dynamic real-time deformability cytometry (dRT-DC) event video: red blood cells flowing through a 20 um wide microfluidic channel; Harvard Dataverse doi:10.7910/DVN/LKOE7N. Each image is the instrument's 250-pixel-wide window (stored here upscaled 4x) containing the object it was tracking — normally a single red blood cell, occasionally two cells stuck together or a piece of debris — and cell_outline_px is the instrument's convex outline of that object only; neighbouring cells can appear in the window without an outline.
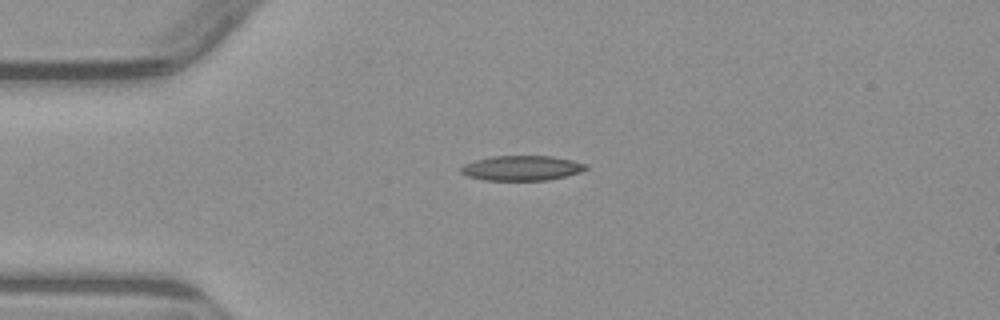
{"species": "common noctule bat (a hibernating species)", "species_latin": "Nyctalus noctula", "temperature_condition": "warm", "stored_images_in_passage": 2, "camera_frame_rate_fps": 3000, "um_per_image_px": 0.085, "animal": {"sex": "male", "body_mass_g": 23.1, "forearm_length_mm": 52.7}, "frame": {"image": 1, "passage_image": 1, "time_ms": 0.0, "image_size_px": [1000, 320], "cell_outline_px": [[588, 168], [580, 172], [548, 180], [484, 180], [468, 176], [460, 172], [460, 168], [464, 164], [476, 160], [492, 156], [552, 156], [572, 160], [588, 164]], "centroid_in_image_um": [44.36, 14.28], "position_along_channel_um": 40.6, "area_um2": 18.09}}